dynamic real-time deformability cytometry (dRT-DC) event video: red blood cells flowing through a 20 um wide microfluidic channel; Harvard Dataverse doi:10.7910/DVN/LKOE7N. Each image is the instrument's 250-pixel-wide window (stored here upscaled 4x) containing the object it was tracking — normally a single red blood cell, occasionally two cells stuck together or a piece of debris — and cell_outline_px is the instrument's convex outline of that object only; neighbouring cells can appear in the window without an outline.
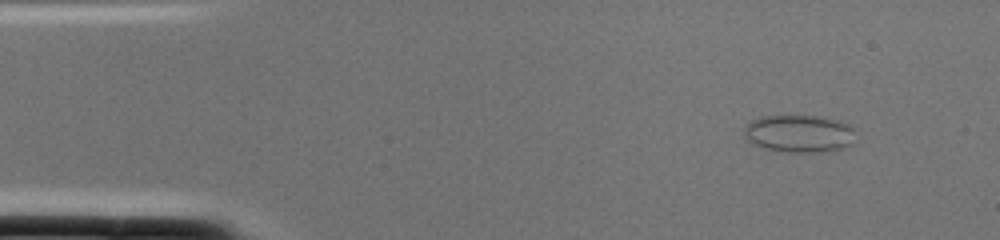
{"species": "common noctule bat (a hibernating species)", "species_latin": "Nyctalus noctula", "temperature_condition": "cold", "stored_images_in_passage": 1, "camera_frame_rate_fps": 3000, "um_per_image_px": 0.085, "animal": {"sex": "female", "body_mass_g": 22.0, "forearm_length_mm": 56.7}, "frame": {"image": 1, "passage_image": 1, "time_ms": 0.0, "image_size_px": [1000, 240], "cell_outline_px": [[852, 144], [840, 148], [820, 152], [788, 152], [764, 148], [752, 144], [744, 136], [744, 124], [760, 116], [816, 116], [836, 120], [848, 124], [852, 128]], "centroid_in_image_um": [67.85, 11.35], "position_along_channel_um": 17.2, "area_um2": 24.16}}